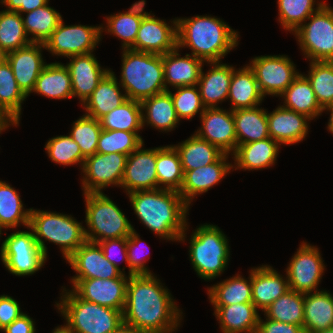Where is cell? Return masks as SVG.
<instances>
[{
	"label": "cell",
	"instance_id": "1",
	"mask_svg": "<svg viewBox=\"0 0 333 333\" xmlns=\"http://www.w3.org/2000/svg\"><path fill=\"white\" fill-rule=\"evenodd\" d=\"M152 274L130 275L127 283L123 323L142 333H172L183 312L171 293Z\"/></svg>",
	"mask_w": 333,
	"mask_h": 333
},
{
	"label": "cell",
	"instance_id": "2",
	"mask_svg": "<svg viewBox=\"0 0 333 333\" xmlns=\"http://www.w3.org/2000/svg\"><path fill=\"white\" fill-rule=\"evenodd\" d=\"M137 218L162 239L185 242L189 205L179 191L158 188L127 194Z\"/></svg>",
	"mask_w": 333,
	"mask_h": 333
},
{
	"label": "cell",
	"instance_id": "3",
	"mask_svg": "<svg viewBox=\"0 0 333 333\" xmlns=\"http://www.w3.org/2000/svg\"><path fill=\"white\" fill-rule=\"evenodd\" d=\"M238 32L220 18L194 16L177 18V47H189L192 55L203 62H221L238 46Z\"/></svg>",
	"mask_w": 333,
	"mask_h": 333
},
{
	"label": "cell",
	"instance_id": "4",
	"mask_svg": "<svg viewBox=\"0 0 333 333\" xmlns=\"http://www.w3.org/2000/svg\"><path fill=\"white\" fill-rule=\"evenodd\" d=\"M120 85L127 99L142 102L167 91L163 55L123 49Z\"/></svg>",
	"mask_w": 333,
	"mask_h": 333
},
{
	"label": "cell",
	"instance_id": "5",
	"mask_svg": "<svg viewBox=\"0 0 333 333\" xmlns=\"http://www.w3.org/2000/svg\"><path fill=\"white\" fill-rule=\"evenodd\" d=\"M56 307L73 333H113L123 323L120 310L80 298L72 289L62 291Z\"/></svg>",
	"mask_w": 333,
	"mask_h": 333
},
{
	"label": "cell",
	"instance_id": "6",
	"mask_svg": "<svg viewBox=\"0 0 333 333\" xmlns=\"http://www.w3.org/2000/svg\"><path fill=\"white\" fill-rule=\"evenodd\" d=\"M29 227L46 256L44 240L58 245L65 260L87 241L82 223L67 214L31 208Z\"/></svg>",
	"mask_w": 333,
	"mask_h": 333
},
{
	"label": "cell",
	"instance_id": "7",
	"mask_svg": "<svg viewBox=\"0 0 333 333\" xmlns=\"http://www.w3.org/2000/svg\"><path fill=\"white\" fill-rule=\"evenodd\" d=\"M190 237L189 257L198 276L206 281L220 276L230 260L225 234L216 225L203 224Z\"/></svg>",
	"mask_w": 333,
	"mask_h": 333
},
{
	"label": "cell",
	"instance_id": "8",
	"mask_svg": "<svg viewBox=\"0 0 333 333\" xmlns=\"http://www.w3.org/2000/svg\"><path fill=\"white\" fill-rule=\"evenodd\" d=\"M86 218L88 230L86 240L98 243L107 239L128 237L134 227L119 207L102 193H85Z\"/></svg>",
	"mask_w": 333,
	"mask_h": 333
},
{
	"label": "cell",
	"instance_id": "9",
	"mask_svg": "<svg viewBox=\"0 0 333 333\" xmlns=\"http://www.w3.org/2000/svg\"><path fill=\"white\" fill-rule=\"evenodd\" d=\"M294 32L309 61L333 62V8L324 3Z\"/></svg>",
	"mask_w": 333,
	"mask_h": 333
},
{
	"label": "cell",
	"instance_id": "10",
	"mask_svg": "<svg viewBox=\"0 0 333 333\" xmlns=\"http://www.w3.org/2000/svg\"><path fill=\"white\" fill-rule=\"evenodd\" d=\"M16 231L8 235L0 248V258L6 269L16 276L32 275L39 271L47 256L38 245L33 230Z\"/></svg>",
	"mask_w": 333,
	"mask_h": 333
},
{
	"label": "cell",
	"instance_id": "11",
	"mask_svg": "<svg viewBox=\"0 0 333 333\" xmlns=\"http://www.w3.org/2000/svg\"><path fill=\"white\" fill-rule=\"evenodd\" d=\"M101 27L65 25L62 19L45 41V49L52 55L67 58L92 53L101 40Z\"/></svg>",
	"mask_w": 333,
	"mask_h": 333
},
{
	"label": "cell",
	"instance_id": "12",
	"mask_svg": "<svg viewBox=\"0 0 333 333\" xmlns=\"http://www.w3.org/2000/svg\"><path fill=\"white\" fill-rule=\"evenodd\" d=\"M249 67L254 71L260 92L280 96L300 74L294 62L285 55H266L254 57Z\"/></svg>",
	"mask_w": 333,
	"mask_h": 333
},
{
	"label": "cell",
	"instance_id": "13",
	"mask_svg": "<svg viewBox=\"0 0 333 333\" xmlns=\"http://www.w3.org/2000/svg\"><path fill=\"white\" fill-rule=\"evenodd\" d=\"M128 155L95 153L84 160L83 194L102 193L107 186H121Z\"/></svg>",
	"mask_w": 333,
	"mask_h": 333
},
{
	"label": "cell",
	"instance_id": "14",
	"mask_svg": "<svg viewBox=\"0 0 333 333\" xmlns=\"http://www.w3.org/2000/svg\"><path fill=\"white\" fill-rule=\"evenodd\" d=\"M324 270L319 249L303 241L285 270L289 289L303 294L320 291L317 288Z\"/></svg>",
	"mask_w": 333,
	"mask_h": 333
},
{
	"label": "cell",
	"instance_id": "15",
	"mask_svg": "<svg viewBox=\"0 0 333 333\" xmlns=\"http://www.w3.org/2000/svg\"><path fill=\"white\" fill-rule=\"evenodd\" d=\"M129 275L111 279H71L72 290L82 299L123 312Z\"/></svg>",
	"mask_w": 333,
	"mask_h": 333
},
{
	"label": "cell",
	"instance_id": "16",
	"mask_svg": "<svg viewBox=\"0 0 333 333\" xmlns=\"http://www.w3.org/2000/svg\"><path fill=\"white\" fill-rule=\"evenodd\" d=\"M171 23L170 26L165 20L147 13L142 19L135 43L129 49L160 55L174 50L177 47V18Z\"/></svg>",
	"mask_w": 333,
	"mask_h": 333
},
{
	"label": "cell",
	"instance_id": "17",
	"mask_svg": "<svg viewBox=\"0 0 333 333\" xmlns=\"http://www.w3.org/2000/svg\"><path fill=\"white\" fill-rule=\"evenodd\" d=\"M202 127L195 134L218 147L223 153L232 155L237 148L233 111L222 108H206L200 116Z\"/></svg>",
	"mask_w": 333,
	"mask_h": 333
},
{
	"label": "cell",
	"instance_id": "18",
	"mask_svg": "<svg viewBox=\"0 0 333 333\" xmlns=\"http://www.w3.org/2000/svg\"><path fill=\"white\" fill-rule=\"evenodd\" d=\"M141 144L127 158L125 171L121 186L126 194L138 190L158 189L156 172L157 147L153 149H142Z\"/></svg>",
	"mask_w": 333,
	"mask_h": 333
},
{
	"label": "cell",
	"instance_id": "19",
	"mask_svg": "<svg viewBox=\"0 0 333 333\" xmlns=\"http://www.w3.org/2000/svg\"><path fill=\"white\" fill-rule=\"evenodd\" d=\"M66 260L77 273L71 279H111L125 273L104 257L98 243L86 241Z\"/></svg>",
	"mask_w": 333,
	"mask_h": 333
},
{
	"label": "cell",
	"instance_id": "20",
	"mask_svg": "<svg viewBox=\"0 0 333 333\" xmlns=\"http://www.w3.org/2000/svg\"><path fill=\"white\" fill-rule=\"evenodd\" d=\"M42 48L45 49L44 43L32 42L4 55L13 71L16 82L27 96L32 92L37 78L47 65L42 58Z\"/></svg>",
	"mask_w": 333,
	"mask_h": 333
},
{
	"label": "cell",
	"instance_id": "21",
	"mask_svg": "<svg viewBox=\"0 0 333 333\" xmlns=\"http://www.w3.org/2000/svg\"><path fill=\"white\" fill-rule=\"evenodd\" d=\"M69 59L70 62L65 66L70 73L73 97L79 98L83 105L110 69L101 68L93 52Z\"/></svg>",
	"mask_w": 333,
	"mask_h": 333
},
{
	"label": "cell",
	"instance_id": "22",
	"mask_svg": "<svg viewBox=\"0 0 333 333\" xmlns=\"http://www.w3.org/2000/svg\"><path fill=\"white\" fill-rule=\"evenodd\" d=\"M228 156L229 154L224 153L212 164L184 172L179 194L189 206L196 195L207 192L230 173L233 164L227 160Z\"/></svg>",
	"mask_w": 333,
	"mask_h": 333
},
{
	"label": "cell",
	"instance_id": "23",
	"mask_svg": "<svg viewBox=\"0 0 333 333\" xmlns=\"http://www.w3.org/2000/svg\"><path fill=\"white\" fill-rule=\"evenodd\" d=\"M267 120L270 137L280 145H292L305 139L311 119L280 105L271 113L267 111Z\"/></svg>",
	"mask_w": 333,
	"mask_h": 333
},
{
	"label": "cell",
	"instance_id": "24",
	"mask_svg": "<svg viewBox=\"0 0 333 333\" xmlns=\"http://www.w3.org/2000/svg\"><path fill=\"white\" fill-rule=\"evenodd\" d=\"M204 62L192 54L180 57L179 48L163 54L165 88L197 85ZM169 85V86H167Z\"/></svg>",
	"mask_w": 333,
	"mask_h": 333
},
{
	"label": "cell",
	"instance_id": "25",
	"mask_svg": "<svg viewBox=\"0 0 333 333\" xmlns=\"http://www.w3.org/2000/svg\"><path fill=\"white\" fill-rule=\"evenodd\" d=\"M282 276L269 265L251 269L252 303L257 310H266L289 290L287 276L286 279Z\"/></svg>",
	"mask_w": 333,
	"mask_h": 333
},
{
	"label": "cell",
	"instance_id": "26",
	"mask_svg": "<svg viewBox=\"0 0 333 333\" xmlns=\"http://www.w3.org/2000/svg\"><path fill=\"white\" fill-rule=\"evenodd\" d=\"M208 64L212 68L206 74L201 69L197 86L205 108H215L228 99L233 67L221 62Z\"/></svg>",
	"mask_w": 333,
	"mask_h": 333
},
{
	"label": "cell",
	"instance_id": "27",
	"mask_svg": "<svg viewBox=\"0 0 333 333\" xmlns=\"http://www.w3.org/2000/svg\"><path fill=\"white\" fill-rule=\"evenodd\" d=\"M280 144L268 137L263 140L238 145L232 154L236 170H260L275 164Z\"/></svg>",
	"mask_w": 333,
	"mask_h": 333
},
{
	"label": "cell",
	"instance_id": "28",
	"mask_svg": "<svg viewBox=\"0 0 333 333\" xmlns=\"http://www.w3.org/2000/svg\"><path fill=\"white\" fill-rule=\"evenodd\" d=\"M214 315L223 333H256L259 311L252 302L213 305Z\"/></svg>",
	"mask_w": 333,
	"mask_h": 333
},
{
	"label": "cell",
	"instance_id": "29",
	"mask_svg": "<svg viewBox=\"0 0 333 333\" xmlns=\"http://www.w3.org/2000/svg\"><path fill=\"white\" fill-rule=\"evenodd\" d=\"M120 87L116 75L110 70L82 105L85 108V114L99 120L114 108L119 107L127 100L126 94L120 91Z\"/></svg>",
	"mask_w": 333,
	"mask_h": 333
},
{
	"label": "cell",
	"instance_id": "30",
	"mask_svg": "<svg viewBox=\"0 0 333 333\" xmlns=\"http://www.w3.org/2000/svg\"><path fill=\"white\" fill-rule=\"evenodd\" d=\"M228 99L231 110L254 108L262 103L264 96L260 92L254 71L245 65L239 70L233 67Z\"/></svg>",
	"mask_w": 333,
	"mask_h": 333
},
{
	"label": "cell",
	"instance_id": "31",
	"mask_svg": "<svg viewBox=\"0 0 333 333\" xmlns=\"http://www.w3.org/2000/svg\"><path fill=\"white\" fill-rule=\"evenodd\" d=\"M333 327V295L320 290L304 294V333Z\"/></svg>",
	"mask_w": 333,
	"mask_h": 333
},
{
	"label": "cell",
	"instance_id": "32",
	"mask_svg": "<svg viewBox=\"0 0 333 333\" xmlns=\"http://www.w3.org/2000/svg\"><path fill=\"white\" fill-rule=\"evenodd\" d=\"M142 127L145 123L161 131H171L179 124L174 104L169 91L156 94L141 102ZM146 113V114H144Z\"/></svg>",
	"mask_w": 333,
	"mask_h": 333
},
{
	"label": "cell",
	"instance_id": "33",
	"mask_svg": "<svg viewBox=\"0 0 333 333\" xmlns=\"http://www.w3.org/2000/svg\"><path fill=\"white\" fill-rule=\"evenodd\" d=\"M27 97L16 82L8 61L3 58L0 62V113L12 126H19L22 103Z\"/></svg>",
	"mask_w": 333,
	"mask_h": 333
},
{
	"label": "cell",
	"instance_id": "34",
	"mask_svg": "<svg viewBox=\"0 0 333 333\" xmlns=\"http://www.w3.org/2000/svg\"><path fill=\"white\" fill-rule=\"evenodd\" d=\"M145 0L135 2L128 11L120 12L106 17L105 29L110 35L122 39V49H129L136 40L143 17L148 13L144 11Z\"/></svg>",
	"mask_w": 333,
	"mask_h": 333
},
{
	"label": "cell",
	"instance_id": "35",
	"mask_svg": "<svg viewBox=\"0 0 333 333\" xmlns=\"http://www.w3.org/2000/svg\"><path fill=\"white\" fill-rule=\"evenodd\" d=\"M33 92L51 99L73 98L68 68L62 63H48L37 78Z\"/></svg>",
	"mask_w": 333,
	"mask_h": 333
},
{
	"label": "cell",
	"instance_id": "36",
	"mask_svg": "<svg viewBox=\"0 0 333 333\" xmlns=\"http://www.w3.org/2000/svg\"><path fill=\"white\" fill-rule=\"evenodd\" d=\"M283 97L284 108L306 115L313 120L324 111L315 96L314 90L304 74H299L279 96Z\"/></svg>",
	"mask_w": 333,
	"mask_h": 333
},
{
	"label": "cell",
	"instance_id": "37",
	"mask_svg": "<svg viewBox=\"0 0 333 333\" xmlns=\"http://www.w3.org/2000/svg\"><path fill=\"white\" fill-rule=\"evenodd\" d=\"M237 146L270 137L267 111L254 107L233 111Z\"/></svg>",
	"mask_w": 333,
	"mask_h": 333
},
{
	"label": "cell",
	"instance_id": "38",
	"mask_svg": "<svg viewBox=\"0 0 333 333\" xmlns=\"http://www.w3.org/2000/svg\"><path fill=\"white\" fill-rule=\"evenodd\" d=\"M173 146L179 153L184 172L212 164L224 154L218 147L199 138L195 133Z\"/></svg>",
	"mask_w": 333,
	"mask_h": 333
},
{
	"label": "cell",
	"instance_id": "39",
	"mask_svg": "<svg viewBox=\"0 0 333 333\" xmlns=\"http://www.w3.org/2000/svg\"><path fill=\"white\" fill-rule=\"evenodd\" d=\"M249 280L237 274L207 288L212 305H233L252 302L251 270Z\"/></svg>",
	"mask_w": 333,
	"mask_h": 333
},
{
	"label": "cell",
	"instance_id": "40",
	"mask_svg": "<svg viewBox=\"0 0 333 333\" xmlns=\"http://www.w3.org/2000/svg\"><path fill=\"white\" fill-rule=\"evenodd\" d=\"M156 172L158 188L180 191L184 171L179 153L173 145L157 147Z\"/></svg>",
	"mask_w": 333,
	"mask_h": 333
},
{
	"label": "cell",
	"instance_id": "41",
	"mask_svg": "<svg viewBox=\"0 0 333 333\" xmlns=\"http://www.w3.org/2000/svg\"><path fill=\"white\" fill-rule=\"evenodd\" d=\"M19 192L5 181L0 180V227L16 228L20 224L29 227L30 209H24Z\"/></svg>",
	"mask_w": 333,
	"mask_h": 333
},
{
	"label": "cell",
	"instance_id": "42",
	"mask_svg": "<svg viewBox=\"0 0 333 333\" xmlns=\"http://www.w3.org/2000/svg\"><path fill=\"white\" fill-rule=\"evenodd\" d=\"M26 18L21 15L27 36L33 43H45L58 27L62 16L48 4L33 11L26 12Z\"/></svg>",
	"mask_w": 333,
	"mask_h": 333
},
{
	"label": "cell",
	"instance_id": "43",
	"mask_svg": "<svg viewBox=\"0 0 333 333\" xmlns=\"http://www.w3.org/2000/svg\"><path fill=\"white\" fill-rule=\"evenodd\" d=\"M103 130H122L138 133L142 129L141 102L127 99L119 107L99 119Z\"/></svg>",
	"mask_w": 333,
	"mask_h": 333
},
{
	"label": "cell",
	"instance_id": "44",
	"mask_svg": "<svg viewBox=\"0 0 333 333\" xmlns=\"http://www.w3.org/2000/svg\"><path fill=\"white\" fill-rule=\"evenodd\" d=\"M264 315L271 320L303 327L304 294L287 290L264 310Z\"/></svg>",
	"mask_w": 333,
	"mask_h": 333
},
{
	"label": "cell",
	"instance_id": "45",
	"mask_svg": "<svg viewBox=\"0 0 333 333\" xmlns=\"http://www.w3.org/2000/svg\"><path fill=\"white\" fill-rule=\"evenodd\" d=\"M31 43L21 14L8 10L0 11V51L6 55Z\"/></svg>",
	"mask_w": 333,
	"mask_h": 333
},
{
	"label": "cell",
	"instance_id": "46",
	"mask_svg": "<svg viewBox=\"0 0 333 333\" xmlns=\"http://www.w3.org/2000/svg\"><path fill=\"white\" fill-rule=\"evenodd\" d=\"M310 70L305 75L314 90L320 107L327 111L333 108V62L310 61Z\"/></svg>",
	"mask_w": 333,
	"mask_h": 333
},
{
	"label": "cell",
	"instance_id": "47",
	"mask_svg": "<svg viewBox=\"0 0 333 333\" xmlns=\"http://www.w3.org/2000/svg\"><path fill=\"white\" fill-rule=\"evenodd\" d=\"M282 28L294 33L324 3L316 0H277Z\"/></svg>",
	"mask_w": 333,
	"mask_h": 333
},
{
	"label": "cell",
	"instance_id": "48",
	"mask_svg": "<svg viewBox=\"0 0 333 333\" xmlns=\"http://www.w3.org/2000/svg\"><path fill=\"white\" fill-rule=\"evenodd\" d=\"M144 141L139 133L122 130H103L99 136L97 153H121L129 155Z\"/></svg>",
	"mask_w": 333,
	"mask_h": 333
},
{
	"label": "cell",
	"instance_id": "49",
	"mask_svg": "<svg viewBox=\"0 0 333 333\" xmlns=\"http://www.w3.org/2000/svg\"><path fill=\"white\" fill-rule=\"evenodd\" d=\"M71 130L69 135L79 145L82 155L85 158L94 155L102 131L100 121L84 114L73 122Z\"/></svg>",
	"mask_w": 333,
	"mask_h": 333
},
{
	"label": "cell",
	"instance_id": "50",
	"mask_svg": "<svg viewBox=\"0 0 333 333\" xmlns=\"http://www.w3.org/2000/svg\"><path fill=\"white\" fill-rule=\"evenodd\" d=\"M45 150L51 161L60 165H81V169L86 159L80 150L79 145L70 135L56 136L48 140Z\"/></svg>",
	"mask_w": 333,
	"mask_h": 333
},
{
	"label": "cell",
	"instance_id": "51",
	"mask_svg": "<svg viewBox=\"0 0 333 333\" xmlns=\"http://www.w3.org/2000/svg\"><path fill=\"white\" fill-rule=\"evenodd\" d=\"M175 90L176 93L170 90L169 92L179 120H191L198 112L200 116L202 115L206 108L197 85L178 87Z\"/></svg>",
	"mask_w": 333,
	"mask_h": 333
},
{
	"label": "cell",
	"instance_id": "52",
	"mask_svg": "<svg viewBox=\"0 0 333 333\" xmlns=\"http://www.w3.org/2000/svg\"><path fill=\"white\" fill-rule=\"evenodd\" d=\"M142 240H140L139 234L135 231V229L132 231V233L127 237V256H128V270L129 273L128 275H141V274H152V272L147 269L146 267V261L148 260L147 258H142L143 255L139 253L141 250L140 243ZM140 251H139V250Z\"/></svg>",
	"mask_w": 333,
	"mask_h": 333
},
{
	"label": "cell",
	"instance_id": "53",
	"mask_svg": "<svg viewBox=\"0 0 333 333\" xmlns=\"http://www.w3.org/2000/svg\"><path fill=\"white\" fill-rule=\"evenodd\" d=\"M22 314L19 303L13 297L0 295V331Z\"/></svg>",
	"mask_w": 333,
	"mask_h": 333
},
{
	"label": "cell",
	"instance_id": "54",
	"mask_svg": "<svg viewBox=\"0 0 333 333\" xmlns=\"http://www.w3.org/2000/svg\"><path fill=\"white\" fill-rule=\"evenodd\" d=\"M98 244L100 245V247L103 250L104 257L107 258L113 265H115L122 271L119 264L114 259L115 258L114 256L118 255V251H119L120 253H122L121 254L122 258H123V260H125V262L127 264V262H128L127 237H122V238H117V239H107V240L98 242Z\"/></svg>",
	"mask_w": 333,
	"mask_h": 333
},
{
	"label": "cell",
	"instance_id": "55",
	"mask_svg": "<svg viewBox=\"0 0 333 333\" xmlns=\"http://www.w3.org/2000/svg\"><path fill=\"white\" fill-rule=\"evenodd\" d=\"M256 333H304V330L299 325L283 323L269 318L263 321L259 317Z\"/></svg>",
	"mask_w": 333,
	"mask_h": 333
},
{
	"label": "cell",
	"instance_id": "56",
	"mask_svg": "<svg viewBox=\"0 0 333 333\" xmlns=\"http://www.w3.org/2000/svg\"><path fill=\"white\" fill-rule=\"evenodd\" d=\"M49 0H0V3L7 7L5 10L18 12L23 14L43 7Z\"/></svg>",
	"mask_w": 333,
	"mask_h": 333
},
{
	"label": "cell",
	"instance_id": "57",
	"mask_svg": "<svg viewBox=\"0 0 333 333\" xmlns=\"http://www.w3.org/2000/svg\"><path fill=\"white\" fill-rule=\"evenodd\" d=\"M35 324L33 319L26 313H23L11 324L2 330L5 333H35Z\"/></svg>",
	"mask_w": 333,
	"mask_h": 333
},
{
	"label": "cell",
	"instance_id": "58",
	"mask_svg": "<svg viewBox=\"0 0 333 333\" xmlns=\"http://www.w3.org/2000/svg\"><path fill=\"white\" fill-rule=\"evenodd\" d=\"M113 333H142L135 327L122 323Z\"/></svg>",
	"mask_w": 333,
	"mask_h": 333
},
{
	"label": "cell",
	"instance_id": "59",
	"mask_svg": "<svg viewBox=\"0 0 333 333\" xmlns=\"http://www.w3.org/2000/svg\"><path fill=\"white\" fill-rule=\"evenodd\" d=\"M9 125L12 124L3 114L0 113V134L2 133V131H5V129H7Z\"/></svg>",
	"mask_w": 333,
	"mask_h": 333
},
{
	"label": "cell",
	"instance_id": "60",
	"mask_svg": "<svg viewBox=\"0 0 333 333\" xmlns=\"http://www.w3.org/2000/svg\"><path fill=\"white\" fill-rule=\"evenodd\" d=\"M52 333H73L66 325L56 327Z\"/></svg>",
	"mask_w": 333,
	"mask_h": 333
},
{
	"label": "cell",
	"instance_id": "61",
	"mask_svg": "<svg viewBox=\"0 0 333 333\" xmlns=\"http://www.w3.org/2000/svg\"><path fill=\"white\" fill-rule=\"evenodd\" d=\"M327 111L331 112L327 128L333 134V108L328 109Z\"/></svg>",
	"mask_w": 333,
	"mask_h": 333
},
{
	"label": "cell",
	"instance_id": "62",
	"mask_svg": "<svg viewBox=\"0 0 333 333\" xmlns=\"http://www.w3.org/2000/svg\"><path fill=\"white\" fill-rule=\"evenodd\" d=\"M313 333H333V327Z\"/></svg>",
	"mask_w": 333,
	"mask_h": 333
},
{
	"label": "cell",
	"instance_id": "63",
	"mask_svg": "<svg viewBox=\"0 0 333 333\" xmlns=\"http://www.w3.org/2000/svg\"><path fill=\"white\" fill-rule=\"evenodd\" d=\"M3 58H4V54L0 51V62L2 61Z\"/></svg>",
	"mask_w": 333,
	"mask_h": 333
},
{
	"label": "cell",
	"instance_id": "64",
	"mask_svg": "<svg viewBox=\"0 0 333 333\" xmlns=\"http://www.w3.org/2000/svg\"><path fill=\"white\" fill-rule=\"evenodd\" d=\"M1 234H2V228L0 227V237H1Z\"/></svg>",
	"mask_w": 333,
	"mask_h": 333
}]
</instances>
